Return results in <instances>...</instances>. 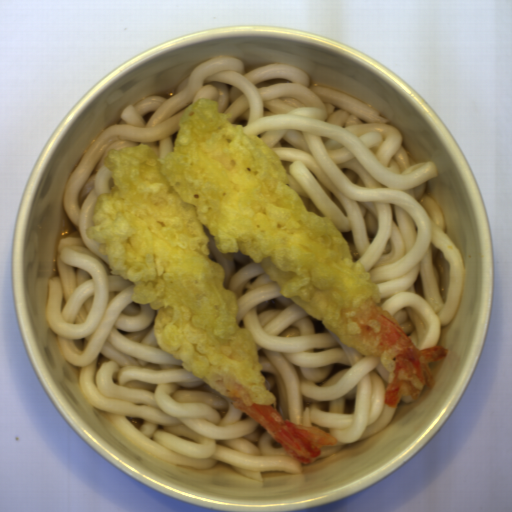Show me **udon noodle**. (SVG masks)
Masks as SVG:
<instances>
[{"label":"udon noodle","instance_id":"d5520da0","mask_svg":"<svg viewBox=\"0 0 512 512\" xmlns=\"http://www.w3.org/2000/svg\"><path fill=\"white\" fill-rule=\"evenodd\" d=\"M265 141L279 156L288 186L308 211L332 218L352 254L377 284L380 305L412 344L438 346L464 292V259L445 232L446 219L427 183L435 161H414L403 134L378 110L335 89L311 84L302 70L268 63L245 73L244 61L211 57L169 98L125 106L85 150L63 190V208L78 230L58 239L59 276L48 280L45 319L64 360L79 368L82 396L130 444L189 470L227 463L245 478L301 474L255 419L186 372L155 342L159 313L134 303V283L112 275L87 228L113 182L109 150H174L181 117L197 99Z\"/></svg>","mask_w":512,"mask_h":512},{"label":"udon noodle","instance_id":"a0691cae","mask_svg":"<svg viewBox=\"0 0 512 512\" xmlns=\"http://www.w3.org/2000/svg\"><path fill=\"white\" fill-rule=\"evenodd\" d=\"M209 256L224 271V289L237 295L235 321L248 328L257 348L271 405L283 420L312 426L339 443L323 446L327 458L348 444L363 441L385 428L399 404L384 402L389 382L381 360L342 344L322 320H316L285 298L261 262L245 255L221 253L204 224Z\"/></svg>","mask_w":512,"mask_h":512}]
</instances>
